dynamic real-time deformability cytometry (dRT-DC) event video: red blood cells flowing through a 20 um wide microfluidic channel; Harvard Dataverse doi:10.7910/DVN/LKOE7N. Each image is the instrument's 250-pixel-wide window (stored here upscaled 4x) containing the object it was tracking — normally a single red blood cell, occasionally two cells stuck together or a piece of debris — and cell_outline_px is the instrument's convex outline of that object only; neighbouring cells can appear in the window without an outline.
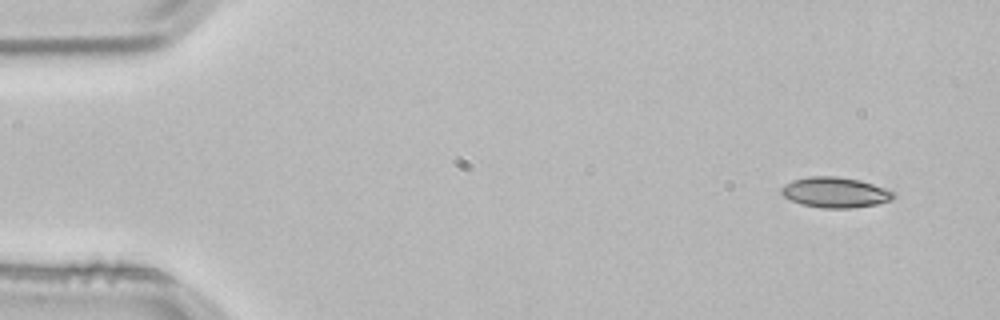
{"species": "common noctule bat (a hibernating species)", "species_latin": "Nyctalus noctula", "temperature_condition": "room temperature", "stored_images_in_passage": 4, "camera_frame_rate_fps": 3000, "um_per_image_px": 0.085, "animal": {"sex": "male", "body_mass_g": 21.5, "forearm_length_mm": 52.0}, "frame": {"image": 1, "passage_image": 1, "time_ms": 0.0, "image_size_px": [1000, 320], "cell_outline_px": [[896, 196], [892, 200], [876, 204], [852, 208], [820, 208], [800, 204], [784, 196], [780, 192], [780, 188], [784, 184], [792, 180], [808, 176], [836, 176], [860, 180], [896, 192]], "centroid_in_image_um": [70.98, 16.35], "position_along_channel_um": 14.0, "area_um2": 20.06}}
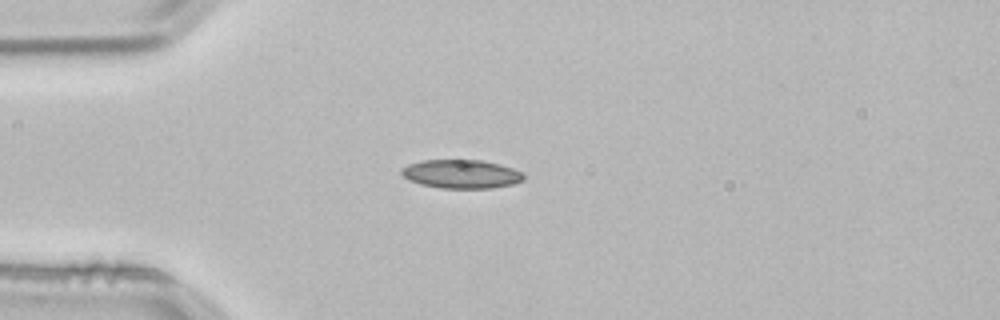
{"frame": {"image": 2, "passage_image": 3, "time_ms": 0.667, "image_size_px": [1000, 320], "cell_outline_px": [[524, 180], [512, 184], [492, 188], [440, 188], [420, 184], [408, 180], [400, 172], [400, 168], [408, 164], [420, 160], [480, 160], [500, 164], [512, 168], [520, 172], [524, 176]], "centroid_in_image_um": [39.17, 14.79], "position_along_channel_um": 45.8, "area_um2": 20.46}}
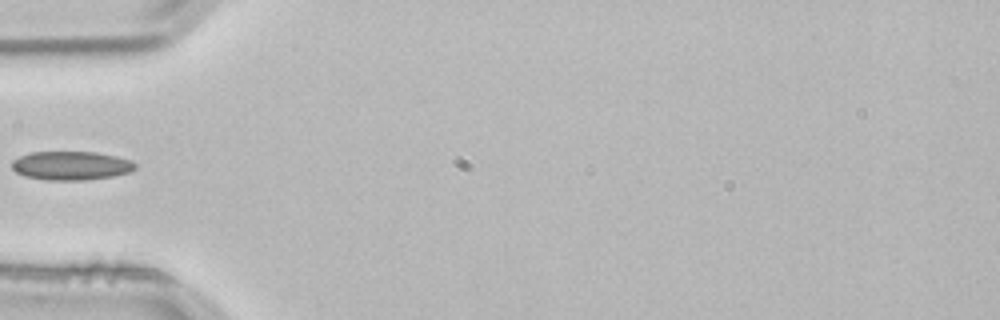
{"frame": {"image": 3, "passage_image": 4, "time_ms": 1.0, "image_size_px": [1000, 320], "cell_outline_px": [[136, 168], [128, 172], [112, 176], [84, 180], [48, 180], [24, 176], [16, 172], [12, 168], [12, 160], [20, 156], [32, 152], [96, 152], [116, 156], [132, 160], [136, 164]], "centroid_in_image_um": [6.04, 14.07], "position_along_channel_um": 79.0, "area_um2": 20.63}}